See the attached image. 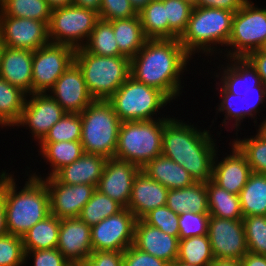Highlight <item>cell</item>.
I'll return each mask as SVG.
<instances>
[{
  "mask_svg": "<svg viewBox=\"0 0 266 266\" xmlns=\"http://www.w3.org/2000/svg\"><path fill=\"white\" fill-rule=\"evenodd\" d=\"M191 59L179 39H147L130 59V76L159 89L172 101L182 93L181 77Z\"/></svg>",
  "mask_w": 266,
  "mask_h": 266,
  "instance_id": "obj_1",
  "label": "cell"
},
{
  "mask_svg": "<svg viewBox=\"0 0 266 266\" xmlns=\"http://www.w3.org/2000/svg\"><path fill=\"white\" fill-rule=\"evenodd\" d=\"M210 130L198 129L180 119L170 118L162 134V155L181 165L195 182L212 180L217 140Z\"/></svg>",
  "mask_w": 266,
  "mask_h": 266,
  "instance_id": "obj_2",
  "label": "cell"
},
{
  "mask_svg": "<svg viewBox=\"0 0 266 266\" xmlns=\"http://www.w3.org/2000/svg\"><path fill=\"white\" fill-rule=\"evenodd\" d=\"M13 176L14 173L12 175L6 171L0 173V191L5 206L7 232L22 237L51 214L49 192L44 180L31 173L26 174L28 181L22 189L17 188L16 177Z\"/></svg>",
  "mask_w": 266,
  "mask_h": 266,
  "instance_id": "obj_3",
  "label": "cell"
},
{
  "mask_svg": "<svg viewBox=\"0 0 266 266\" xmlns=\"http://www.w3.org/2000/svg\"><path fill=\"white\" fill-rule=\"evenodd\" d=\"M233 15L234 12L226 9L193 7L179 42L191 57L196 53H205L208 57L219 55L224 49L217 47H226L230 39Z\"/></svg>",
  "mask_w": 266,
  "mask_h": 266,
  "instance_id": "obj_4",
  "label": "cell"
},
{
  "mask_svg": "<svg viewBox=\"0 0 266 266\" xmlns=\"http://www.w3.org/2000/svg\"><path fill=\"white\" fill-rule=\"evenodd\" d=\"M74 62L81 69L94 100H108L130 76V59L125 56H100L75 49Z\"/></svg>",
  "mask_w": 266,
  "mask_h": 266,
  "instance_id": "obj_5",
  "label": "cell"
},
{
  "mask_svg": "<svg viewBox=\"0 0 266 266\" xmlns=\"http://www.w3.org/2000/svg\"><path fill=\"white\" fill-rule=\"evenodd\" d=\"M169 119L121 122L114 157L142 169L149 161L161 156L162 134Z\"/></svg>",
  "mask_w": 266,
  "mask_h": 266,
  "instance_id": "obj_6",
  "label": "cell"
},
{
  "mask_svg": "<svg viewBox=\"0 0 266 266\" xmlns=\"http://www.w3.org/2000/svg\"><path fill=\"white\" fill-rule=\"evenodd\" d=\"M84 153L115 156L121 120L107 100H94L81 113Z\"/></svg>",
  "mask_w": 266,
  "mask_h": 266,
  "instance_id": "obj_7",
  "label": "cell"
},
{
  "mask_svg": "<svg viewBox=\"0 0 266 266\" xmlns=\"http://www.w3.org/2000/svg\"><path fill=\"white\" fill-rule=\"evenodd\" d=\"M107 101L121 122L168 118L170 115L157 118V113L168 103H173L159 89L145 85L131 76Z\"/></svg>",
  "mask_w": 266,
  "mask_h": 266,
  "instance_id": "obj_8",
  "label": "cell"
},
{
  "mask_svg": "<svg viewBox=\"0 0 266 266\" xmlns=\"http://www.w3.org/2000/svg\"><path fill=\"white\" fill-rule=\"evenodd\" d=\"M266 39V7L258 8L254 2L247 0L234 13L232 32L225 54L227 58H245L250 52L258 50ZM232 49V50H231Z\"/></svg>",
  "mask_w": 266,
  "mask_h": 266,
  "instance_id": "obj_9",
  "label": "cell"
},
{
  "mask_svg": "<svg viewBox=\"0 0 266 266\" xmlns=\"http://www.w3.org/2000/svg\"><path fill=\"white\" fill-rule=\"evenodd\" d=\"M99 14L75 5L52 9L48 24L50 43L82 48L92 33Z\"/></svg>",
  "mask_w": 266,
  "mask_h": 266,
  "instance_id": "obj_10",
  "label": "cell"
},
{
  "mask_svg": "<svg viewBox=\"0 0 266 266\" xmlns=\"http://www.w3.org/2000/svg\"><path fill=\"white\" fill-rule=\"evenodd\" d=\"M75 49L49 43L33 51L32 93H48L74 62Z\"/></svg>",
  "mask_w": 266,
  "mask_h": 266,
  "instance_id": "obj_11",
  "label": "cell"
},
{
  "mask_svg": "<svg viewBox=\"0 0 266 266\" xmlns=\"http://www.w3.org/2000/svg\"><path fill=\"white\" fill-rule=\"evenodd\" d=\"M135 215L127 208L91 227L93 251H125L134 243Z\"/></svg>",
  "mask_w": 266,
  "mask_h": 266,
  "instance_id": "obj_12",
  "label": "cell"
},
{
  "mask_svg": "<svg viewBox=\"0 0 266 266\" xmlns=\"http://www.w3.org/2000/svg\"><path fill=\"white\" fill-rule=\"evenodd\" d=\"M66 113L49 93H32L27 95L20 119L14 126L28 127L33 139L40 143Z\"/></svg>",
  "mask_w": 266,
  "mask_h": 266,
  "instance_id": "obj_13",
  "label": "cell"
},
{
  "mask_svg": "<svg viewBox=\"0 0 266 266\" xmlns=\"http://www.w3.org/2000/svg\"><path fill=\"white\" fill-rule=\"evenodd\" d=\"M208 238L215 259L240 261L248 252L242 220L210 216Z\"/></svg>",
  "mask_w": 266,
  "mask_h": 266,
  "instance_id": "obj_14",
  "label": "cell"
},
{
  "mask_svg": "<svg viewBox=\"0 0 266 266\" xmlns=\"http://www.w3.org/2000/svg\"><path fill=\"white\" fill-rule=\"evenodd\" d=\"M31 175L44 180L49 192L50 213L59 219L79 218L83 207L96 190L95 186L89 184L68 185L60 183L54 176L42 177L36 172Z\"/></svg>",
  "mask_w": 266,
  "mask_h": 266,
  "instance_id": "obj_15",
  "label": "cell"
},
{
  "mask_svg": "<svg viewBox=\"0 0 266 266\" xmlns=\"http://www.w3.org/2000/svg\"><path fill=\"white\" fill-rule=\"evenodd\" d=\"M0 42L10 48L35 51L50 43L45 22L0 15Z\"/></svg>",
  "mask_w": 266,
  "mask_h": 266,
  "instance_id": "obj_16",
  "label": "cell"
},
{
  "mask_svg": "<svg viewBox=\"0 0 266 266\" xmlns=\"http://www.w3.org/2000/svg\"><path fill=\"white\" fill-rule=\"evenodd\" d=\"M48 93L67 113L80 114L94 101L75 62L57 79Z\"/></svg>",
  "mask_w": 266,
  "mask_h": 266,
  "instance_id": "obj_17",
  "label": "cell"
},
{
  "mask_svg": "<svg viewBox=\"0 0 266 266\" xmlns=\"http://www.w3.org/2000/svg\"><path fill=\"white\" fill-rule=\"evenodd\" d=\"M140 170L129 161L107 159L96 189L127 208L134 178Z\"/></svg>",
  "mask_w": 266,
  "mask_h": 266,
  "instance_id": "obj_18",
  "label": "cell"
},
{
  "mask_svg": "<svg viewBox=\"0 0 266 266\" xmlns=\"http://www.w3.org/2000/svg\"><path fill=\"white\" fill-rule=\"evenodd\" d=\"M57 249L73 266H79L93 251L91 227L80 218L61 219Z\"/></svg>",
  "mask_w": 266,
  "mask_h": 266,
  "instance_id": "obj_19",
  "label": "cell"
},
{
  "mask_svg": "<svg viewBox=\"0 0 266 266\" xmlns=\"http://www.w3.org/2000/svg\"><path fill=\"white\" fill-rule=\"evenodd\" d=\"M231 145L230 154L219 159L221 161L218 160L221 157L217 156L219 155L217 150L213 162L212 181L229 193L239 196L252 170L245 155L233 142Z\"/></svg>",
  "mask_w": 266,
  "mask_h": 266,
  "instance_id": "obj_20",
  "label": "cell"
},
{
  "mask_svg": "<svg viewBox=\"0 0 266 266\" xmlns=\"http://www.w3.org/2000/svg\"><path fill=\"white\" fill-rule=\"evenodd\" d=\"M227 59L228 63L224 64L225 67L223 64H219L221 67L217 66L222 72H216L215 78L220 77V85L229 93L242 97L249 92H266L261 77L246 58Z\"/></svg>",
  "mask_w": 266,
  "mask_h": 266,
  "instance_id": "obj_21",
  "label": "cell"
},
{
  "mask_svg": "<svg viewBox=\"0 0 266 266\" xmlns=\"http://www.w3.org/2000/svg\"><path fill=\"white\" fill-rule=\"evenodd\" d=\"M133 245L143 252L172 264L178 256L179 237L168 235L140 219L135 224Z\"/></svg>",
  "mask_w": 266,
  "mask_h": 266,
  "instance_id": "obj_22",
  "label": "cell"
},
{
  "mask_svg": "<svg viewBox=\"0 0 266 266\" xmlns=\"http://www.w3.org/2000/svg\"><path fill=\"white\" fill-rule=\"evenodd\" d=\"M168 191V188L140 170L134 178L127 209L140 220L155 208L166 205Z\"/></svg>",
  "mask_w": 266,
  "mask_h": 266,
  "instance_id": "obj_23",
  "label": "cell"
},
{
  "mask_svg": "<svg viewBox=\"0 0 266 266\" xmlns=\"http://www.w3.org/2000/svg\"><path fill=\"white\" fill-rule=\"evenodd\" d=\"M32 60V50L3 46L0 77L27 95L32 94Z\"/></svg>",
  "mask_w": 266,
  "mask_h": 266,
  "instance_id": "obj_24",
  "label": "cell"
},
{
  "mask_svg": "<svg viewBox=\"0 0 266 266\" xmlns=\"http://www.w3.org/2000/svg\"><path fill=\"white\" fill-rule=\"evenodd\" d=\"M107 158L84 153L78 160L58 170L53 176L63 184H89L97 187Z\"/></svg>",
  "mask_w": 266,
  "mask_h": 266,
  "instance_id": "obj_25",
  "label": "cell"
},
{
  "mask_svg": "<svg viewBox=\"0 0 266 266\" xmlns=\"http://www.w3.org/2000/svg\"><path fill=\"white\" fill-rule=\"evenodd\" d=\"M141 171L169 190L186 188L195 183L189 172L175 161L163 155L149 161Z\"/></svg>",
  "mask_w": 266,
  "mask_h": 266,
  "instance_id": "obj_26",
  "label": "cell"
},
{
  "mask_svg": "<svg viewBox=\"0 0 266 266\" xmlns=\"http://www.w3.org/2000/svg\"><path fill=\"white\" fill-rule=\"evenodd\" d=\"M166 205L178 215L185 212L209 213L206 183L168 191Z\"/></svg>",
  "mask_w": 266,
  "mask_h": 266,
  "instance_id": "obj_27",
  "label": "cell"
},
{
  "mask_svg": "<svg viewBox=\"0 0 266 266\" xmlns=\"http://www.w3.org/2000/svg\"><path fill=\"white\" fill-rule=\"evenodd\" d=\"M112 24L119 52L132 59L145 44V37L139 15L109 21Z\"/></svg>",
  "mask_w": 266,
  "mask_h": 266,
  "instance_id": "obj_28",
  "label": "cell"
},
{
  "mask_svg": "<svg viewBox=\"0 0 266 266\" xmlns=\"http://www.w3.org/2000/svg\"><path fill=\"white\" fill-rule=\"evenodd\" d=\"M37 145H40L38 155H42L43 160L52 167L46 177L53 176L62 167L73 163L84 154L80 141L40 142Z\"/></svg>",
  "mask_w": 266,
  "mask_h": 266,
  "instance_id": "obj_29",
  "label": "cell"
},
{
  "mask_svg": "<svg viewBox=\"0 0 266 266\" xmlns=\"http://www.w3.org/2000/svg\"><path fill=\"white\" fill-rule=\"evenodd\" d=\"M61 219L50 214L36 223L23 236L25 251L57 248Z\"/></svg>",
  "mask_w": 266,
  "mask_h": 266,
  "instance_id": "obj_30",
  "label": "cell"
},
{
  "mask_svg": "<svg viewBox=\"0 0 266 266\" xmlns=\"http://www.w3.org/2000/svg\"><path fill=\"white\" fill-rule=\"evenodd\" d=\"M239 198L243 217L266 216V174L252 172Z\"/></svg>",
  "mask_w": 266,
  "mask_h": 266,
  "instance_id": "obj_31",
  "label": "cell"
},
{
  "mask_svg": "<svg viewBox=\"0 0 266 266\" xmlns=\"http://www.w3.org/2000/svg\"><path fill=\"white\" fill-rule=\"evenodd\" d=\"M206 188L210 216L231 220L243 219L238 195L229 193L212 180L206 183Z\"/></svg>",
  "mask_w": 266,
  "mask_h": 266,
  "instance_id": "obj_32",
  "label": "cell"
},
{
  "mask_svg": "<svg viewBox=\"0 0 266 266\" xmlns=\"http://www.w3.org/2000/svg\"><path fill=\"white\" fill-rule=\"evenodd\" d=\"M27 94L0 77V126L13 127L19 121Z\"/></svg>",
  "mask_w": 266,
  "mask_h": 266,
  "instance_id": "obj_33",
  "label": "cell"
},
{
  "mask_svg": "<svg viewBox=\"0 0 266 266\" xmlns=\"http://www.w3.org/2000/svg\"><path fill=\"white\" fill-rule=\"evenodd\" d=\"M138 15L143 33L147 39H169L166 6L161 0L150 1Z\"/></svg>",
  "mask_w": 266,
  "mask_h": 266,
  "instance_id": "obj_34",
  "label": "cell"
},
{
  "mask_svg": "<svg viewBox=\"0 0 266 266\" xmlns=\"http://www.w3.org/2000/svg\"><path fill=\"white\" fill-rule=\"evenodd\" d=\"M52 8L46 0H0V15L50 22Z\"/></svg>",
  "mask_w": 266,
  "mask_h": 266,
  "instance_id": "obj_35",
  "label": "cell"
},
{
  "mask_svg": "<svg viewBox=\"0 0 266 266\" xmlns=\"http://www.w3.org/2000/svg\"><path fill=\"white\" fill-rule=\"evenodd\" d=\"M177 260L191 265L209 266L215 258L208 235L179 240Z\"/></svg>",
  "mask_w": 266,
  "mask_h": 266,
  "instance_id": "obj_36",
  "label": "cell"
},
{
  "mask_svg": "<svg viewBox=\"0 0 266 266\" xmlns=\"http://www.w3.org/2000/svg\"><path fill=\"white\" fill-rule=\"evenodd\" d=\"M83 48L94 55L123 56L119 52L112 24L99 19Z\"/></svg>",
  "mask_w": 266,
  "mask_h": 266,
  "instance_id": "obj_37",
  "label": "cell"
},
{
  "mask_svg": "<svg viewBox=\"0 0 266 266\" xmlns=\"http://www.w3.org/2000/svg\"><path fill=\"white\" fill-rule=\"evenodd\" d=\"M123 208L121 204L96 189L83 207L79 218L92 227Z\"/></svg>",
  "mask_w": 266,
  "mask_h": 266,
  "instance_id": "obj_38",
  "label": "cell"
},
{
  "mask_svg": "<svg viewBox=\"0 0 266 266\" xmlns=\"http://www.w3.org/2000/svg\"><path fill=\"white\" fill-rule=\"evenodd\" d=\"M236 138L232 142L245 155L252 172L266 174V137L257 130L249 138Z\"/></svg>",
  "mask_w": 266,
  "mask_h": 266,
  "instance_id": "obj_39",
  "label": "cell"
},
{
  "mask_svg": "<svg viewBox=\"0 0 266 266\" xmlns=\"http://www.w3.org/2000/svg\"><path fill=\"white\" fill-rule=\"evenodd\" d=\"M218 84L215 89H220L219 94L221 96L220 98V103L217 107L216 113H225L224 114V119L222 124L220 126H223L225 128H228V125H231L233 123L232 121L234 120V123L231 125L232 126V131L233 128L236 130V136L238 130L240 131L241 123L245 119V110H244V104H243V96H238L234 95L232 93H229L222 85L220 86L219 80L216 82ZM231 120V121H230ZM231 122V123H230ZM230 123V124H229ZM228 124V125H227Z\"/></svg>",
  "mask_w": 266,
  "mask_h": 266,
  "instance_id": "obj_40",
  "label": "cell"
},
{
  "mask_svg": "<svg viewBox=\"0 0 266 266\" xmlns=\"http://www.w3.org/2000/svg\"><path fill=\"white\" fill-rule=\"evenodd\" d=\"M166 6L169 39H179L187 28L193 10L192 0H161Z\"/></svg>",
  "mask_w": 266,
  "mask_h": 266,
  "instance_id": "obj_41",
  "label": "cell"
},
{
  "mask_svg": "<svg viewBox=\"0 0 266 266\" xmlns=\"http://www.w3.org/2000/svg\"><path fill=\"white\" fill-rule=\"evenodd\" d=\"M82 131L79 113H66L41 142L80 141Z\"/></svg>",
  "mask_w": 266,
  "mask_h": 266,
  "instance_id": "obj_42",
  "label": "cell"
},
{
  "mask_svg": "<svg viewBox=\"0 0 266 266\" xmlns=\"http://www.w3.org/2000/svg\"><path fill=\"white\" fill-rule=\"evenodd\" d=\"M248 252L266 255V216H248L242 219Z\"/></svg>",
  "mask_w": 266,
  "mask_h": 266,
  "instance_id": "obj_43",
  "label": "cell"
},
{
  "mask_svg": "<svg viewBox=\"0 0 266 266\" xmlns=\"http://www.w3.org/2000/svg\"><path fill=\"white\" fill-rule=\"evenodd\" d=\"M25 250L22 237L5 234L0 236V266H23Z\"/></svg>",
  "mask_w": 266,
  "mask_h": 266,
  "instance_id": "obj_44",
  "label": "cell"
},
{
  "mask_svg": "<svg viewBox=\"0 0 266 266\" xmlns=\"http://www.w3.org/2000/svg\"><path fill=\"white\" fill-rule=\"evenodd\" d=\"M142 220L150 226L159 228L168 235L178 237L179 215L174 213L167 205L155 208L146 214Z\"/></svg>",
  "mask_w": 266,
  "mask_h": 266,
  "instance_id": "obj_45",
  "label": "cell"
},
{
  "mask_svg": "<svg viewBox=\"0 0 266 266\" xmlns=\"http://www.w3.org/2000/svg\"><path fill=\"white\" fill-rule=\"evenodd\" d=\"M209 213L185 212L179 215V240L208 235Z\"/></svg>",
  "mask_w": 266,
  "mask_h": 266,
  "instance_id": "obj_46",
  "label": "cell"
},
{
  "mask_svg": "<svg viewBox=\"0 0 266 266\" xmlns=\"http://www.w3.org/2000/svg\"><path fill=\"white\" fill-rule=\"evenodd\" d=\"M138 15L129 0H102L99 19L113 21Z\"/></svg>",
  "mask_w": 266,
  "mask_h": 266,
  "instance_id": "obj_47",
  "label": "cell"
},
{
  "mask_svg": "<svg viewBox=\"0 0 266 266\" xmlns=\"http://www.w3.org/2000/svg\"><path fill=\"white\" fill-rule=\"evenodd\" d=\"M29 259L33 266H73L57 248L25 251V262Z\"/></svg>",
  "mask_w": 266,
  "mask_h": 266,
  "instance_id": "obj_48",
  "label": "cell"
},
{
  "mask_svg": "<svg viewBox=\"0 0 266 266\" xmlns=\"http://www.w3.org/2000/svg\"><path fill=\"white\" fill-rule=\"evenodd\" d=\"M123 266H170V263L143 252L132 244L123 251Z\"/></svg>",
  "mask_w": 266,
  "mask_h": 266,
  "instance_id": "obj_49",
  "label": "cell"
},
{
  "mask_svg": "<svg viewBox=\"0 0 266 266\" xmlns=\"http://www.w3.org/2000/svg\"><path fill=\"white\" fill-rule=\"evenodd\" d=\"M79 266H123V252L92 251Z\"/></svg>",
  "mask_w": 266,
  "mask_h": 266,
  "instance_id": "obj_50",
  "label": "cell"
},
{
  "mask_svg": "<svg viewBox=\"0 0 266 266\" xmlns=\"http://www.w3.org/2000/svg\"><path fill=\"white\" fill-rule=\"evenodd\" d=\"M266 103V92H249L243 96V104L245 110V118L251 117L254 119V124L257 122V114L262 111L259 106Z\"/></svg>",
  "mask_w": 266,
  "mask_h": 266,
  "instance_id": "obj_51",
  "label": "cell"
},
{
  "mask_svg": "<svg viewBox=\"0 0 266 266\" xmlns=\"http://www.w3.org/2000/svg\"><path fill=\"white\" fill-rule=\"evenodd\" d=\"M194 7L219 8L238 11L247 0H192Z\"/></svg>",
  "mask_w": 266,
  "mask_h": 266,
  "instance_id": "obj_52",
  "label": "cell"
},
{
  "mask_svg": "<svg viewBox=\"0 0 266 266\" xmlns=\"http://www.w3.org/2000/svg\"><path fill=\"white\" fill-rule=\"evenodd\" d=\"M245 58L256 69L266 87V53L255 50L250 52Z\"/></svg>",
  "mask_w": 266,
  "mask_h": 266,
  "instance_id": "obj_53",
  "label": "cell"
},
{
  "mask_svg": "<svg viewBox=\"0 0 266 266\" xmlns=\"http://www.w3.org/2000/svg\"><path fill=\"white\" fill-rule=\"evenodd\" d=\"M240 262L242 266H266V255L247 252Z\"/></svg>",
  "mask_w": 266,
  "mask_h": 266,
  "instance_id": "obj_54",
  "label": "cell"
},
{
  "mask_svg": "<svg viewBox=\"0 0 266 266\" xmlns=\"http://www.w3.org/2000/svg\"><path fill=\"white\" fill-rule=\"evenodd\" d=\"M102 0H73V5L93 10L99 14Z\"/></svg>",
  "mask_w": 266,
  "mask_h": 266,
  "instance_id": "obj_55",
  "label": "cell"
},
{
  "mask_svg": "<svg viewBox=\"0 0 266 266\" xmlns=\"http://www.w3.org/2000/svg\"><path fill=\"white\" fill-rule=\"evenodd\" d=\"M6 213L2 192L0 191V236L7 234Z\"/></svg>",
  "mask_w": 266,
  "mask_h": 266,
  "instance_id": "obj_56",
  "label": "cell"
},
{
  "mask_svg": "<svg viewBox=\"0 0 266 266\" xmlns=\"http://www.w3.org/2000/svg\"><path fill=\"white\" fill-rule=\"evenodd\" d=\"M209 266H242L238 260L215 259Z\"/></svg>",
  "mask_w": 266,
  "mask_h": 266,
  "instance_id": "obj_57",
  "label": "cell"
},
{
  "mask_svg": "<svg viewBox=\"0 0 266 266\" xmlns=\"http://www.w3.org/2000/svg\"><path fill=\"white\" fill-rule=\"evenodd\" d=\"M52 9L73 5V0H46Z\"/></svg>",
  "mask_w": 266,
  "mask_h": 266,
  "instance_id": "obj_58",
  "label": "cell"
},
{
  "mask_svg": "<svg viewBox=\"0 0 266 266\" xmlns=\"http://www.w3.org/2000/svg\"><path fill=\"white\" fill-rule=\"evenodd\" d=\"M133 8L139 13L150 1L153 0H129Z\"/></svg>",
  "mask_w": 266,
  "mask_h": 266,
  "instance_id": "obj_59",
  "label": "cell"
},
{
  "mask_svg": "<svg viewBox=\"0 0 266 266\" xmlns=\"http://www.w3.org/2000/svg\"><path fill=\"white\" fill-rule=\"evenodd\" d=\"M260 125H258V130L261 134H263L266 137V116L265 119L259 123Z\"/></svg>",
  "mask_w": 266,
  "mask_h": 266,
  "instance_id": "obj_60",
  "label": "cell"
},
{
  "mask_svg": "<svg viewBox=\"0 0 266 266\" xmlns=\"http://www.w3.org/2000/svg\"><path fill=\"white\" fill-rule=\"evenodd\" d=\"M170 266H199V265L187 264L176 259L172 264H170Z\"/></svg>",
  "mask_w": 266,
  "mask_h": 266,
  "instance_id": "obj_61",
  "label": "cell"
},
{
  "mask_svg": "<svg viewBox=\"0 0 266 266\" xmlns=\"http://www.w3.org/2000/svg\"><path fill=\"white\" fill-rule=\"evenodd\" d=\"M260 52L266 53V39L262 43L261 47L258 49Z\"/></svg>",
  "mask_w": 266,
  "mask_h": 266,
  "instance_id": "obj_62",
  "label": "cell"
},
{
  "mask_svg": "<svg viewBox=\"0 0 266 266\" xmlns=\"http://www.w3.org/2000/svg\"><path fill=\"white\" fill-rule=\"evenodd\" d=\"M2 51H3V45H2V43L0 42V62H1V54H2Z\"/></svg>",
  "mask_w": 266,
  "mask_h": 266,
  "instance_id": "obj_63",
  "label": "cell"
}]
</instances>
